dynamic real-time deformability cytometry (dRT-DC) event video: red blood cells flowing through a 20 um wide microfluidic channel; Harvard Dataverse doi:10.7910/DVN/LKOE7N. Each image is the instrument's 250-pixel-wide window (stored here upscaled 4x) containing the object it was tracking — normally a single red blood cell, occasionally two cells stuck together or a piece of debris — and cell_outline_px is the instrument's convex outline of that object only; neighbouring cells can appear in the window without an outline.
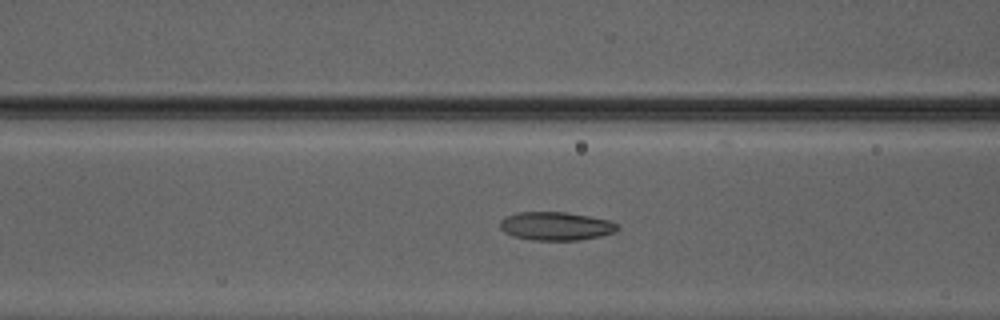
{"species": "Egyptian fruit bat (a non-hibernating species)", "species_latin": "Rousettus aegyptiacus", "temperature_condition": "warm", "stored_images_in_passage": 50, "camera_frame_rate_fps": 3000, "um_per_image_px": 0.085, "animal": {"sex": "male"}, "frame": {"image": 1, "passage_image": 21, "time_ms": 6.667, "image_size_px": [1000, 320], "cell_outline_px": [[620, 228], [616, 232], [600, 236], [576, 240], [532, 240], [512, 236], [504, 232], [500, 228], [500, 220], [504, 216], [516, 212], [564, 212], [588, 216], [608, 220], [616, 224]], "centroid_in_image_um": [47.21, 19.22], "position_along_channel_um": 119.4, "area_um2": 19.48}}
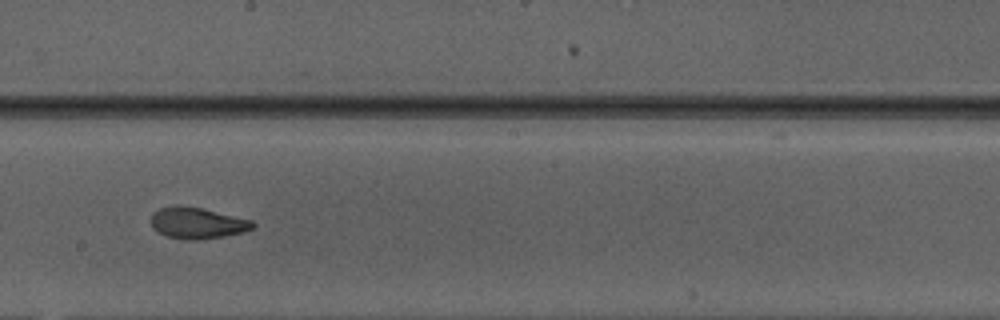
{"frame": {"image": 2, "passage_image": 29, "time_ms": 9.333, "image_size_px": [1000, 320], "cell_outline_px": [[256, 228], [244, 232], [224, 236], [196, 240], [184, 240], [168, 236], [156, 232], [152, 228], [152, 212], [160, 208], [176, 204], [200, 208], [252, 220], [256, 224]], "centroid_in_image_um": [16.77, 18.96], "position_along_channel_um": 231.4, "area_um2": 18.67}}
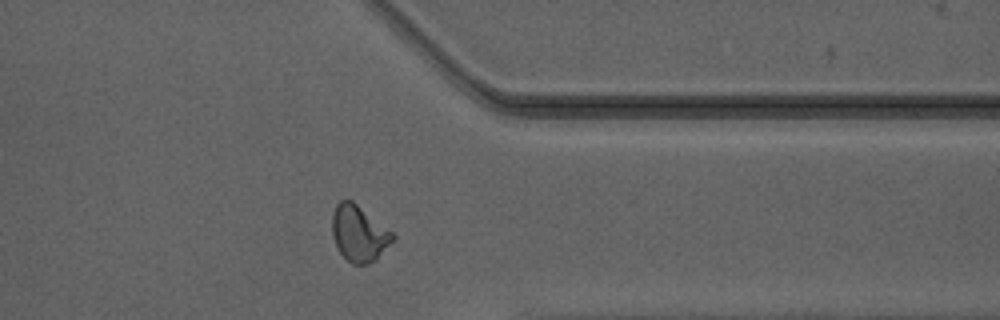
{"frame": {"image": 3, "passage_image": 40, "time_ms": 13.0, "image_size_px": [1000, 320], "cell_outline_px": [[396, 236], [376, 260], [364, 264], [352, 264], [340, 252], [332, 236], [332, 216], [336, 204], [340, 200], [352, 200], [392, 232]], "centroid_in_image_um": [30.5, 19.83], "position_along_channel_um": 380.9, "area_um2": 19.48}, "authors_computed_cell_mechanics": {"area_um2": 19.4786, "velocity_mm_per_s": 4.1987, "shape_relaxation_time_tau1_ms": 5.398, "shape_relaxation_time_tau2_ms": 1.5844, "deformation_change_tau1": 0.1698, "deformation_change_tau2": 0.082}}